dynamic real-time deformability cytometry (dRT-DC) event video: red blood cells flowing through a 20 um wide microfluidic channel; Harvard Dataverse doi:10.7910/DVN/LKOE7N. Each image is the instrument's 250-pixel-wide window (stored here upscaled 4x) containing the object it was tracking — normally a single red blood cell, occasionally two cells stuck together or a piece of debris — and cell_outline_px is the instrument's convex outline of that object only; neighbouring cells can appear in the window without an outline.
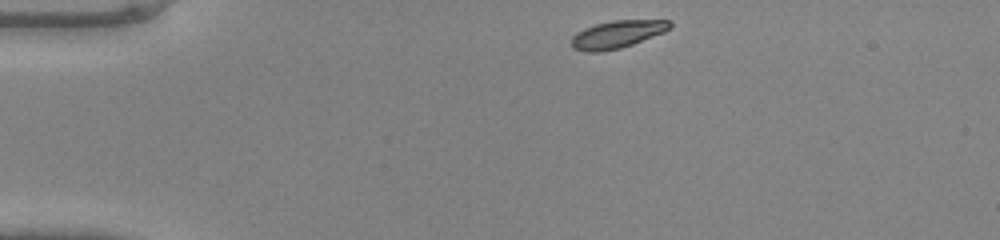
{"species": "common noctule bat (a hibernating species)", "species_latin": "Nyctalus noctula", "temperature_condition": "warm", "stored_images_in_passage": 40, "camera_frame_rate_fps": 3000, "um_per_image_px": 0.085, "animal": {"sex": "male", "body_mass_g": 20.0, "forearm_length_mm": 53.3}, "frame": {"image": 1, "passage_image": 1, "time_ms": 0.0, "image_size_px": [1000, 240], "cell_outline_px": [[672, 28], [664, 32], [632, 44], [620, 48], [600, 52], [588, 52], [572, 48], [572, 36], [576, 32], [584, 28], [596, 24], [612, 20], [668, 20], [672, 24]], "centroid_in_image_um": [52.46, 2.91], "position_along_channel_um": 32.5, "area_um2": 15.78}}
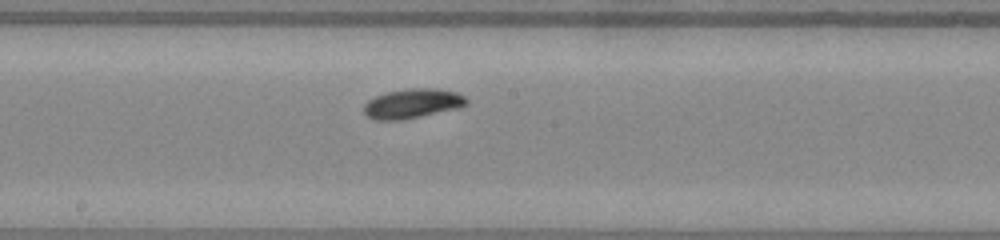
{"frame": {"image": 2, "passage_image": 18, "time_ms": 5.667, "image_size_px": [1000, 240], "cell_outline_px": [[468, 104], [460, 108], [400, 120], [376, 120], [368, 116], [364, 112], [364, 104], [368, 100], [376, 96], [388, 92], [408, 88], [436, 88], [456, 92], [464, 96], [468, 100]], "centroid_in_image_um": [35.09, 8.79], "position_along_channel_um": 213.1, "area_um2": 17.63}}
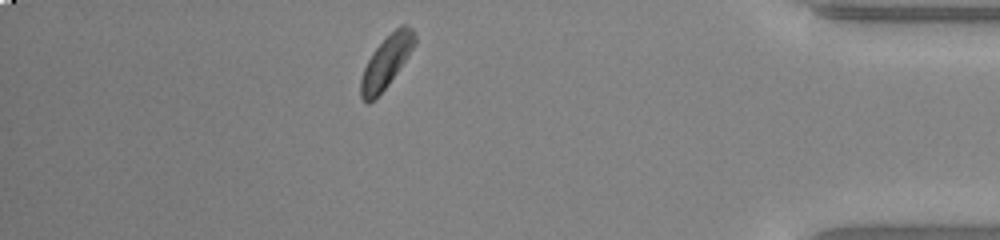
{"frame": {"image": 3, "passage_image": 34, "time_ms": 11.0, "image_size_px": [1000, 240], "cell_outline_px": [[416, 44], [408, 56], [388, 84], [368, 104], [364, 104], [360, 96], [360, 80], [364, 68], [372, 52], [400, 24], [408, 24], [412, 28], [416, 36]], "centroid_in_image_um": [32.84, 5.25], "position_along_channel_um": 402.4, "area_um2": 16.13}}